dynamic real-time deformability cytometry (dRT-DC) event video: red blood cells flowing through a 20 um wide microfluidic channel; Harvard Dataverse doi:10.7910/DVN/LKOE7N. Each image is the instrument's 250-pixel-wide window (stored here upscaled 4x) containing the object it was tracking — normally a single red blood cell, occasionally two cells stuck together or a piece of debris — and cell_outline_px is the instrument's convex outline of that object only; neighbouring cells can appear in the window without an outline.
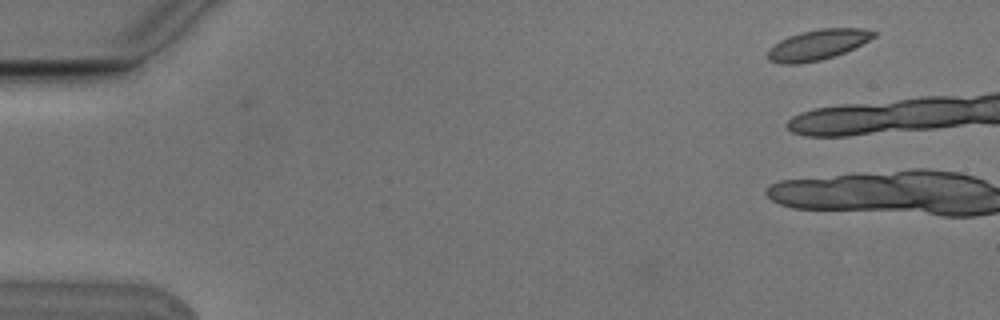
{"species": "Egyptian fruit bat (a non-hibernating species)", "species_latin": "Rousettus aegyptiacus", "temperature_condition": "cold", "stored_images_in_passage": 2, "camera_frame_rate_fps": 3000, "um_per_image_px": 0.085, "animal": {"sex": "male"}, "frame": {"image": 1, "passage_image": 2, "time_ms": 0.333, "image_size_px": [1000, 320], "cell_outline_px": [[876, 36], [844, 52], [820, 60], [800, 64], [780, 64], [768, 60], [768, 52], [780, 40], [788, 36], [800, 32], [820, 28], [864, 28], [876, 32]], "centroid_in_image_um": [69.49, 3.8], "position_along_channel_um": 15.5, "area_um2": 18.5}}